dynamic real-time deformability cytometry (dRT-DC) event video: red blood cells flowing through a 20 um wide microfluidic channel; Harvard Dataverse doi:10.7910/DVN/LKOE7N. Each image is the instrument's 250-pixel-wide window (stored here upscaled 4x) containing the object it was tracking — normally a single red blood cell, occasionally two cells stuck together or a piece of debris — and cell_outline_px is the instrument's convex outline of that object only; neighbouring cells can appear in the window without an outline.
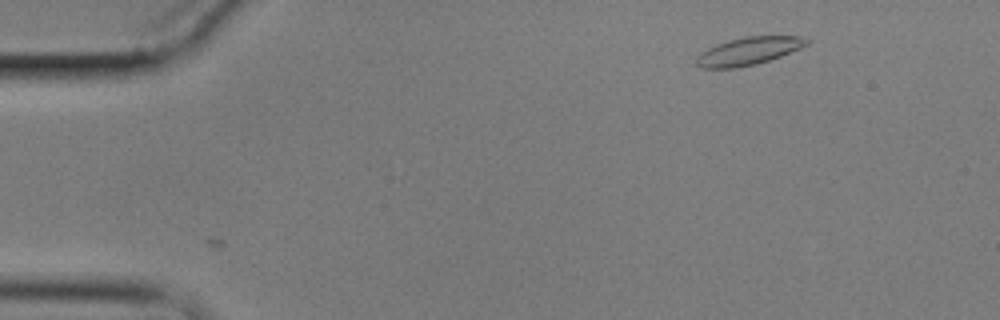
{"species": "common noctule bat (a hibernating species)", "species_latin": "Nyctalus noctula", "temperature_condition": "cold", "stored_images_in_passage": 3, "camera_frame_rate_fps": 3000, "um_per_image_px": 0.085, "animal": {"sex": "male", "body_mass_g": 17.9}, "frame": {"image": 1, "passage_image": 1, "time_ms": 0.0, "image_size_px": [1000, 320], "cell_outline_px": [[812, 40], [808, 44], [800, 48], [780, 56], [756, 64], [736, 68], [700, 68], [696, 64], [696, 56], [700, 52], [716, 44], [728, 40], [744, 36], [804, 36]], "centroid_in_image_um": [63.62, 4.33], "position_along_channel_um": 21.4, "area_um2": 17.98}}